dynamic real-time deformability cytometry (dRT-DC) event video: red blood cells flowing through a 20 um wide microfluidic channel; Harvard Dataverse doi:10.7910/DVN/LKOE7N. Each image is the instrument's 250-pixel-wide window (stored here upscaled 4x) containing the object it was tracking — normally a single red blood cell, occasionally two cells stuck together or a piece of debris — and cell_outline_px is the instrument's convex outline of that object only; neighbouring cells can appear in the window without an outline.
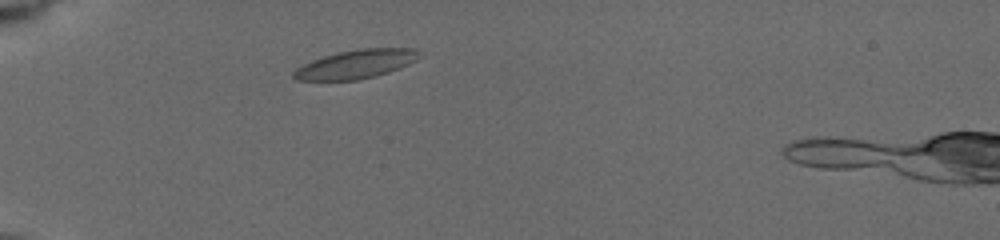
{"species": "common noctule bat (a hibernating species)", "species_latin": "Nyctalus noctula", "temperature_condition": "cold", "stored_images_in_passage": 31, "camera_frame_rate_fps": 3000, "um_per_image_px": 0.085, "animal": {"sex": "female", "body_mass_g": 19.5, "forearm_length_mm": 54.1}, "frame": {"image": 1, "passage_image": 2, "time_ms": 0.333, "image_size_px": [1000, 240], "cell_outline_px": [[416, 60], [408, 64], [388, 72], [376, 76], [356, 80], [296, 80], [292, 76], [292, 72], [296, 68], [312, 60], [336, 52], [360, 48], [416, 48]], "centroid_in_image_um": [30.19, 5.45], "position_along_channel_um": 54.8, "area_um2": 20.81}}
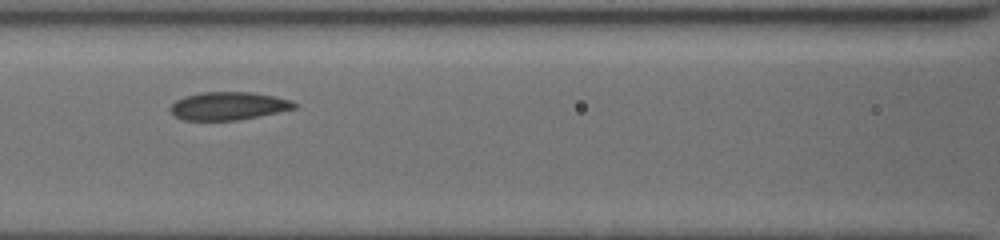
{"frame": {"image": 2, "passage_image": 14, "time_ms": 3.333, "image_size_px": [1000, 240], "cell_outline_px": [[296, 108], [236, 120], [184, 120], [176, 116], [172, 112], [172, 104], [176, 100], [184, 96], [200, 92], [252, 92], [292, 100], [296, 104]], "centroid_in_image_um": [19.4, 8.99], "position_along_channel_um": 147.2, "area_um2": 19.88}}
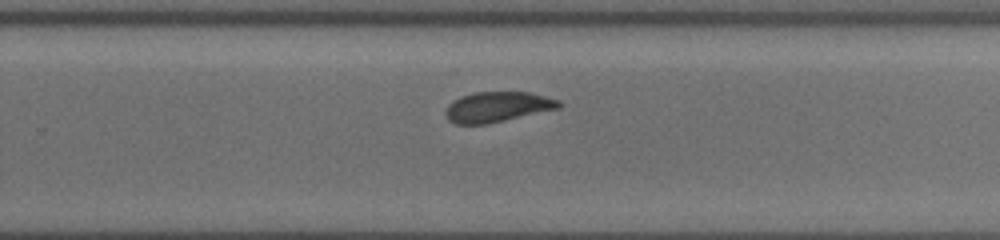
{"frame": {"image": 3, "passage_image": 30, "time_ms": 7.0, "image_size_px": [1000, 240], "cell_outline_px": [[564, 104], [560, 108], [504, 120], [484, 124], [456, 124], [448, 120], [448, 104], [452, 100], [460, 96], [476, 92], [528, 92], [560, 100]], "centroid_in_image_um": [42.32, 9.07], "position_along_channel_um": 287.5, "area_um2": 19.77}}